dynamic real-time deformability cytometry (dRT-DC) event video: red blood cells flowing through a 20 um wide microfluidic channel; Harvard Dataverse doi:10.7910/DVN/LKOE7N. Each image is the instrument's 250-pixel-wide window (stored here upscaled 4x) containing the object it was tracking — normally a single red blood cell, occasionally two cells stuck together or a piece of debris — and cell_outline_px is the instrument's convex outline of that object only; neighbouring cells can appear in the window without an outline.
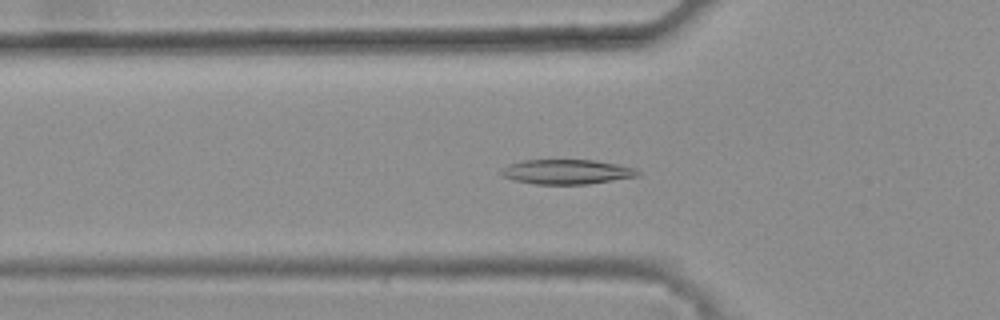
{"species": "common noctule bat (a hibernating species)", "species_latin": "Nyctalus noctula", "temperature_condition": "warm", "stored_images_in_passage": 43, "camera_frame_rate_fps": 3000, "um_per_image_px": 0.085, "animal": {"sex": "female", "body_mass_g": 25.1}, "frame": {"image": 1, "passage_image": 15, "time_ms": 4.667, "image_size_px": [1000, 320], "cell_outline_px": [[640, 176], [588, 184], [532, 184], [516, 180], [504, 176], [500, 172], [500, 168], [508, 164], [524, 160], [592, 160], [616, 164], [636, 168], [640, 172]], "centroid_in_image_um": [48.18, 14.6], "position_along_channel_um": 77.6, "area_um2": 19.65}}
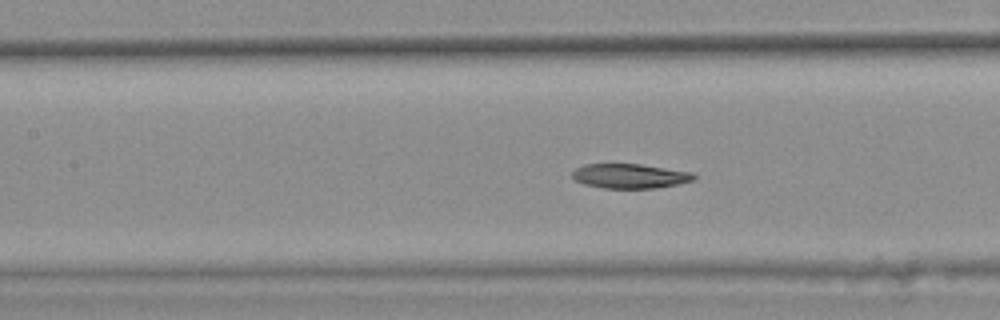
{"frame": {"image": 2, "passage_image": 21, "time_ms": 6.667, "image_size_px": [1000, 320], "cell_outline_px": [[696, 176], [692, 180], [680, 184], [656, 188], [604, 188], [584, 184], [576, 180], [572, 176], [572, 172], [576, 168], [584, 164], [640, 164], [692, 172]], "centroid_in_image_um": [53.54, 14.96], "position_along_channel_um": 153.9, "area_um2": 17.34}}
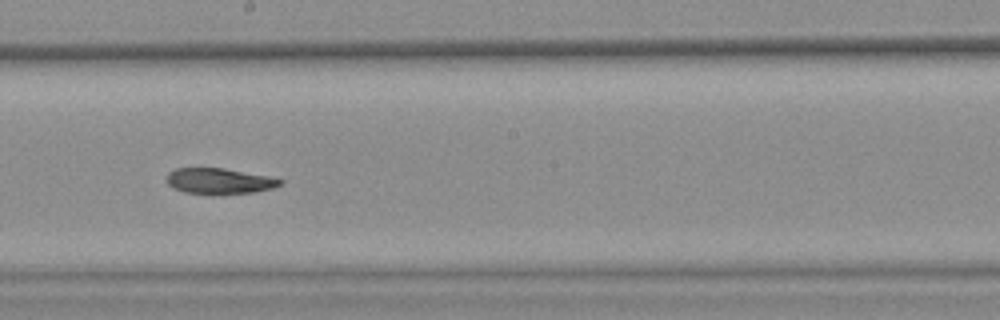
{"frame": {"image": 3, "passage_image": 27, "time_ms": 8.667, "image_size_px": [1000, 320], "cell_outline_px": [[284, 180], [280, 184], [272, 188], [252, 192], [212, 196], [184, 192], [172, 188], [164, 180], [168, 172], [176, 168], [224, 168], [268, 176]], "centroid_in_image_um": [18.56, 15.41], "position_along_channel_um": 229.6, "area_um2": 17.46}, "authors_computed_cell_mechanics": {"area_um2": 18.4382, "velocity_mm_per_s": 3.801, "shape_relaxation_time_tau1_ms": 10.1215, "shape_relaxation_time_tau2_ms": 9.3621, "deformation_change_tau1": 0.2092, "deformation_change_tau2": 0.1427}}